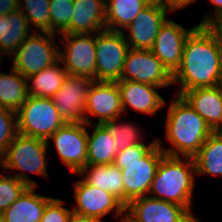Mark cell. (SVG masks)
I'll list each match as a JSON object with an SVG mask.
<instances>
[{
	"label": "cell",
	"instance_id": "obj_35",
	"mask_svg": "<svg viewBox=\"0 0 222 222\" xmlns=\"http://www.w3.org/2000/svg\"><path fill=\"white\" fill-rule=\"evenodd\" d=\"M204 27L217 39L222 47V11L214 15Z\"/></svg>",
	"mask_w": 222,
	"mask_h": 222
},
{
	"label": "cell",
	"instance_id": "obj_12",
	"mask_svg": "<svg viewBox=\"0 0 222 222\" xmlns=\"http://www.w3.org/2000/svg\"><path fill=\"white\" fill-rule=\"evenodd\" d=\"M85 122L65 123L48 139L53 141L60 160L72 173L78 174L87 165V128Z\"/></svg>",
	"mask_w": 222,
	"mask_h": 222
},
{
	"label": "cell",
	"instance_id": "obj_32",
	"mask_svg": "<svg viewBox=\"0 0 222 222\" xmlns=\"http://www.w3.org/2000/svg\"><path fill=\"white\" fill-rule=\"evenodd\" d=\"M28 188L13 175L0 173V213L2 214Z\"/></svg>",
	"mask_w": 222,
	"mask_h": 222
},
{
	"label": "cell",
	"instance_id": "obj_19",
	"mask_svg": "<svg viewBox=\"0 0 222 222\" xmlns=\"http://www.w3.org/2000/svg\"><path fill=\"white\" fill-rule=\"evenodd\" d=\"M181 96L214 132L222 127V84L187 90Z\"/></svg>",
	"mask_w": 222,
	"mask_h": 222
},
{
	"label": "cell",
	"instance_id": "obj_22",
	"mask_svg": "<svg viewBox=\"0 0 222 222\" xmlns=\"http://www.w3.org/2000/svg\"><path fill=\"white\" fill-rule=\"evenodd\" d=\"M78 175L88 184L110 192L124 205L123 177L121 170L115 164L86 165Z\"/></svg>",
	"mask_w": 222,
	"mask_h": 222
},
{
	"label": "cell",
	"instance_id": "obj_11",
	"mask_svg": "<svg viewBox=\"0 0 222 222\" xmlns=\"http://www.w3.org/2000/svg\"><path fill=\"white\" fill-rule=\"evenodd\" d=\"M124 222H200L184 206L143 196L125 206Z\"/></svg>",
	"mask_w": 222,
	"mask_h": 222
},
{
	"label": "cell",
	"instance_id": "obj_4",
	"mask_svg": "<svg viewBox=\"0 0 222 222\" xmlns=\"http://www.w3.org/2000/svg\"><path fill=\"white\" fill-rule=\"evenodd\" d=\"M195 176L194 158L164 154L148 195L184 206L191 213Z\"/></svg>",
	"mask_w": 222,
	"mask_h": 222
},
{
	"label": "cell",
	"instance_id": "obj_26",
	"mask_svg": "<svg viewBox=\"0 0 222 222\" xmlns=\"http://www.w3.org/2000/svg\"><path fill=\"white\" fill-rule=\"evenodd\" d=\"M27 78L11 67L9 74L0 71V107L17 112L28 98Z\"/></svg>",
	"mask_w": 222,
	"mask_h": 222
},
{
	"label": "cell",
	"instance_id": "obj_34",
	"mask_svg": "<svg viewBox=\"0 0 222 222\" xmlns=\"http://www.w3.org/2000/svg\"><path fill=\"white\" fill-rule=\"evenodd\" d=\"M66 202L53 197L44 208L40 222H70L73 211L64 207Z\"/></svg>",
	"mask_w": 222,
	"mask_h": 222
},
{
	"label": "cell",
	"instance_id": "obj_2",
	"mask_svg": "<svg viewBox=\"0 0 222 222\" xmlns=\"http://www.w3.org/2000/svg\"><path fill=\"white\" fill-rule=\"evenodd\" d=\"M175 96L165 121V138L171 146L163 148L160 139L157 144L166 155L193 158L214 131L182 96Z\"/></svg>",
	"mask_w": 222,
	"mask_h": 222
},
{
	"label": "cell",
	"instance_id": "obj_5",
	"mask_svg": "<svg viewBox=\"0 0 222 222\" xmlns=\"http://www.w3.org/2000/svg\"><path fill=\"white\" fill-rule=\"evenodd\" d=\"M47 140L17 133L5 153L1 156L2 170H14L17 179L28 187H38L35 180L27 172L48 178L46 154ZM22 171V172H16Z\"/></svg>",
	"mask_w": 222,
	"mask_h": 222
},
{
	"label": "cell",
	"instance_id": "obj_8",
	"mask_svg": "<svg viewBox=\"0 0 222 222\" xmlns=\"http://www.w3.org/2000/svg\"><path fill=\"white\" fill-rule=\"evenodd\" d=\"M73 186L76 202L71 207L73 215L102 220L112 212L116 219L124 222L125 206L110 192L88 184L83 178L76 180Z\"/></svg>",
	"mask_w": 222,
	"mask_h": 222
},
{
	"label": "cell",
	"instance_id": "obj_23",
	"mask_svg": "<svg viewBox=\"0 0 222 222\" xmlns=\"http://www.w3.org/2000/svg\"><path fill=\"white\" fill-rule=\"evenodd\" d=\"M25 15L20 9L0 16V50L7 58L20 47L32 33Z\"/></svg>",
	"mask_w": 222,
	"mask_h": 222
},
{
	"label": "cell",
	"instance_id": "obj_14",
	"mask_svg": "<svg viewBox=\"0 0 222 222\" xmlns=\"http://www.w3.org/2000/svg\"><path fill=\"white\" fill-rule=\"evenodd\" d=\"M123 113L120 91L115 81H94L87 96L84 122L94 124L88 116L97 117L96 124L120 118Z\"/></svg>",
	"mask_w": 222,
	"mask_h": 222
},
{
	"label": "cell",
	"instance_id": "obj_1",
	"mask_svg": "<svg viewBox=\"0 0 222 222\" xmlns=\"http://www.w3.org/2000/svg\"><path fill=\"white\" fill-rule=\"evenodd\" d=\"M185 91L222 84V47L204 27L197 26L186 38L182 61L173 74V85Z\"/></svg>",
	"mask_w": 222,
	"mask_h": 222
},
{
	"label": "cell",
	"instance_id": "obj_7",
	"mask_svg": "<svg viewBox=\"0 0 222 222\" xmlns=\"http://www.w3.org/2000/svg\"><path fill=\"white\" fill-rule=\"evenodd\" d=\"M16 114L18 133L44 140L66 123L52 98L28 96Z\"/></svg>",
	"mask_w": 222,
	"mask_h": 222
},
{
	"label": "cell",
	"instance_id": "obj_28",
	"mask_svg": "<svg viewBox=\"0 0 222 222\" xmlns=\"http://www.w3.org/2000/svg\"><path fill=\"white\" fill-rule=\"evenodd\" d=\"M106 30L123 32L147 6L143 0H108L105 4Z\"/></svg>",
	"mask_w": 222,
	"mask_h": 222
},
{
	"label": "cell",
	"instance_id": "obj_43",
	"mask_svg": "<svg viewBox=\"0 0 222 222\" xmlns=\"http://www.w3.org/2000/svg\"><path fill=\"white\" fill-rule=\"evenodd\" d=\"M0 168L2 169V161H1V157H0ZM1 173V172H0Z\"/></svg>",
	"mask_w": 222,
	"mask_h": 222
},
{
	"label": "cell",
	"instance_id": "obj_16",
	"mask_svg": "<svg viewBox=\"0 0 222 222\" xmlns=\"http://www.w3.org/2000/svg\"><path fill=\"white\" fill-rule=\"evenodd\" d=\"M197 26L185 29L169 18L161 25L150 50L172 75L181 64L186 38Z\"/></svg>",
	"mask_w": 222,
	"mask_h": 222
},
{
	"label": "cell",
	"instance_id": "obj_25",
	"mask_svg": "<svg viewBox=\"0 0 222 222\" xmlns=\"http://www.w3.org/2000/svg\"><path fill=\"white\" fill-rule=\"evenodd\" d=\"M92 135L87 130V165L113 164L117 154L115 141L102 124H90Z\"/></svg>",
	"mask_w": 222,
	"mask_h": 222
},
{
	"label": "cell",
	"instance_id": "obj_20",
	"mask_svg": "<svg viewBox=\"0 0 222 222\" xmlns=\"http://www.w3.org/2000/svg\"><path fill=\"white\" fill-rule=\"evenodd\" d=\"M69 26L61 34H94L105 30L106 11L102 0H73Z\"/></svg>",
	"mask_w": 222,
	"mask_h": 222
},
{
	"label": "cell",
	"instance_id": "obj_30",
	"mask_svg": "<svg viewBox=\"0 0 222 222\" xmlns=\"http://www.w3.org/2000/svg\"><path fill=\"white\" fill-rule=\"evenodd\" d=\"M49 5L50 0H19V9L25 15L30 28L34 27L33 31L50 32Z\"/></svg>",
	"mask_w": 222,
	"mask_h": 222
},
{
	"label": "cell",
	"instance_id": "obj_41",
	"mask_svg": "<svg viewBox=\"0 0 222 222\" xmlns=\"http://www.w3.org/2000/svg\"><path fill=\"white\" fill-rule=\"evenodd\" d=\"M3 55L7 56L4 52H2V51L0 50V64H1V62H2V59H3V58H1V57H3Z\"/></svg>",
	"mask_w": 222,
	"mask_h": 222
},
{
	"label": "cell",
	"instance_id": "obj_18",
	"mask_svg": "<svg viewBox=\"0 0 222 222\" xmlns=\"http://www.w3.org/2000/svg\"><path fill=\"white\" fill-rule=\"evenodd\" d=\"M116 82L120 91L123 113L130 107L137 112L155 116L160 109L167 106L165 98L157 91L162 87L130 80Z\"/></svg>",
	"mask_w": 222,
	"mask_h": 222
},
{
	"label": "cell",
	"instance_id": "obj_3",
	"mask_svg": "<svg viewBox=\"0 0 222 222\" xmlns=\"http://www.w3.org/2000/svg\"><path fill=\"white\" fill-rule=\"evenodd\" d=\"M164 154L157 144V139L149 144L140 142L117 152L113 164L122 173L124 206L133 199L148 195Z\"/></svg>",
	"mask_w": 222,
	"mask_h": 222
},
{
	"label": "cell",
	"instance_id": "obj_10",
	"mask_svg": "<svg viewBox=\"0 0 222 222\" xmlns=\"http://www.w3.org/2000/svg\"><path fill=\"white\" fill-rule=\"evenodd\" d=\"M59 35L65 43L59 45V60L68 74L95 80L96 33Z\"/></svg>",
	"mask_w": 222,
	"mask_h": 222
},
{
	"label": "cell",
	"instance_id": "obj_24",
	"mask_svg": "<svg viewBox=\"0 0 222 222\" xmlns=\"http://www.w3.org/2000/svg\"><path fill=\"white\" fill-rule=\"evenodd\" d=\"M58 60L53 65L27 78L28 95L32 97L52 98L62 87L68 72L60 66Z\"/></svg>",
	"mask_w": 222,
	"mask_h": 222
},
{
	"label": "cell",
	"instance_id": "obj_17",
	"mask_svg": "<svg viewBox=\"0 0 222 222\" xmlns=\"http://www.w3.org/2000/svg\"><path fill=\"white\" fill-rule=\"evenodd\" d=\"M168 10L163 5H147L123 30L130 49L150 50L156 40L161 25L168 18ZM125 31L129 33L126 34ZM128 35V36H126Z\"/></svg>",
	"mask_w": 222,
	"mask_h": 222
},
{
	"label": "cell",
	"instance_id": "obj_33",
	"mask_svg": "<svg viewBox=\"0 0 222 222\" xmlns=\"http://www.w3.org/2000/svg\"><path fill=\"white\" fill-rule=\"evenodd\" d=\"M17 133L16 112L0 107V157L5 153Z\"/></svg>",
	"mask_w": 222,
	"mask_h": 222
},
{
	"label": "cell",
	"instance_id": "obj_44",
	"mask_svg": "<svg viewBox=\"0 0 222 222\" xmlns=\"http://www.w3.org/2000/svg\"><path fill=\"white\" fill-rule=\"evenodd\" d=\"M217 132L222 134V127Z\"/></svg>",
	"mask_w": 222,
	"mask_h": 222
},
{
	"label": "cell",
	"instance_id": "obj_38",
	"mask_svg": "<svg viewBox=\"0 0 222 222\" xmlns=\"http://www.w3.org/2000/svg\"><path fill=\"white\" fill-rule=\"evenodd\" d=\"M210 3L213 5V10L203 17L201 22L198 23L199 26H204L214 15L222 11V0H210Z\"/></svg>",
	"mask_w": 222,
	"mask_h": 222
},
{
	"label": "cell",
	"instance_id": "obj_21",
	"mask_svg": "<svg viewBox=\"0 0 222 222\" xmlns=\"http://www.w3.org/2000/svg\"><path fill=\"white\" fill-rule=\"evenodd\" d=\"M38 187H28L2 214L5 222H40L44 208L53 197L40 196Z\"/></svg>",
	"mask_w": 222,
	"mask_h": 222
},
{
	"label": "cell",
	"instance_id": "obj_39",
	"mask_svg": "<svg viewBox=\"0 0 222 222\" xmlns=\"http://www.w3.org/2000/svg\"><path fill=\"white\" fill-rule=\"evenodd\" d=\"M70 222H102V220L94 219V218H84L73 215Z\"/></svg>",
	"mask_w": 222,
	"mask_h": 222
},
{
	"label": "cell",
	"instance_id": "obj_40",
	"mask_svg": "<svg viewBox=\"0 0 222 222\" xmlns=\"http://www.w3.org/2000/svg\"><path fill=\"white\" fill-rule=\"evenodd\" d=\"M147 5H162V0H143Z\"/></svg>",
	"mask_w": 222,
	"mask_h": 222
},
{
	"label": "cell",
	"instance_id": "obj_29",
	"mask_svg": "<svg viewBox=\"0 0 222 222\" xmlns=\"http://www.w3.org/2000/svg\"><path fill=\"white\" fill-rule=\"evenodd\" d=\"M120 118L105 121L102 125L107 129L115 141V150H123L126 147L144 142L141 130L134 123L119 121Z\"/></svg>",
	"mask_w": 222,
	"mask_h": 222
},
{
	"label": "cell",
	"instance_id": "obj_13",
	"mask_svg": "<svg viewBox=\"0 0 222 222\" xmlns=\"http://www.w3.org/2000/svg\"><path fill=\"white\" fill-rule=\"evenodd\" d=\"M120 80H130L162 88L173 85V75L151 50L129 49Z\"/></svg>",
	"mask_w": 222,
	"mask_h": 222
},
{
	"label": "cell",
	"instance_id": "obj_31",
	"mask_svg": "<svg viewBox=\"0 0 222 222\" xmlns=\"http://www.w3.org/2000/svg\"><path fill=\"white\" fill-rule=\"evenodd\" d=\"M50 32L61 34L70 24L73 0H50Z\"/></svg>",
	"mask_w": 222,
	"mask_h": 222
},
{
	"label": "cell",
	"instance_id": "obj_42",
	"mask_svg": "<svg viewBox=\"0 0 222 222\" xmlns=\"http://www.w3.org/2000/svg\"><path fill=\"white\" fill-rule=\"evenodd\" d=\"M0 222H5V219L3 217V214L0 213Z\"/></svg>",
	"mask_w": 222,
	"mask_h": 222
},
{
	"label": "cell",
	"instance_id": "obj_6",
	"mask_svg": "<svg viewBox=\"0 0 222 222\" xmlns=\"http://www.w3.org/2000/svg\"><path fill=\"white\" fill-rule=\"evenodd\" d=\"M57 34L51 32L32 33L11 55L12 67L25 78L53 65L59 60Z\"/></svg>",
	"mask_w": 222,
	"mask_h": 222
},
{
	"label": "cell",
	"instance_id": "obj_27",
	"mask_svg": "<svg viewBox=\"0 0 222 222\" xmlns=\"http://www.w3.org/2000/svg\"><path fill=\"white\" fill-rule=\"evenodd\" d=\"M193 158L196 175L222 176V134L213 132Z\"/></svg>",
	"mask_w": 222,
	"mask_h": 222
},
{
	"label": "cell",
	"instance_id": "obj_9",
	"mask_svg": "<svg viewBox=\"0 0 222 222\" xmlns=\"http://www.w3.org/2000/svg\"><path fill=\"white\" fill-rule=\"evenodd\" d=\"M96 81L121 79L124 61L129 51L123 32L102 30L96 33Z\"/></svg>",
	"mask_w": 222,
	"mask_h": 222
},
{
	"label": "cell",
	"instance_id": "obj_37",
	"mask_svg": "<svg viewBox=\"0 0 222 222\" xmlns=\"http://www.w3.org/2000/svg\"><path fill=\"white\" fill-rule=\"evenodd\" d=\"M19 9V0H0V16Z\"/></svg>",
	"mask_w": 222,
	"mask_h": 222
},
{
	"label": "cell",
	"instance_id": "obj_36",
	"mask_svg": "<svg viewBox=\"0 0 222 222\" xmlns=\"http://www.w3.org/2000/svg\"><path fill=\"white\" fill-rule=\"evenodd\" d=\"M198 0H162V5L171 13L187 8Z\"/></svg>",
	"mask_w": 222,
	"mask_h": 222
},
{
	"label": "cell",
	"instance_id": "obj_15",
	"mask_svg": "<svg viewBox=\"0 0 222 222\" xmlns=\"http://www.w3.org/2000/svg\"><path fill=\"white\" fill-rule=\"evenodd\" d=\"M94 81L68 74L60 90L52 97L54 105L66 123L84 122L87 96Z\"/></svg>",
	"mask_w": 222,
	"mask_h": 222
}]
</instances>
